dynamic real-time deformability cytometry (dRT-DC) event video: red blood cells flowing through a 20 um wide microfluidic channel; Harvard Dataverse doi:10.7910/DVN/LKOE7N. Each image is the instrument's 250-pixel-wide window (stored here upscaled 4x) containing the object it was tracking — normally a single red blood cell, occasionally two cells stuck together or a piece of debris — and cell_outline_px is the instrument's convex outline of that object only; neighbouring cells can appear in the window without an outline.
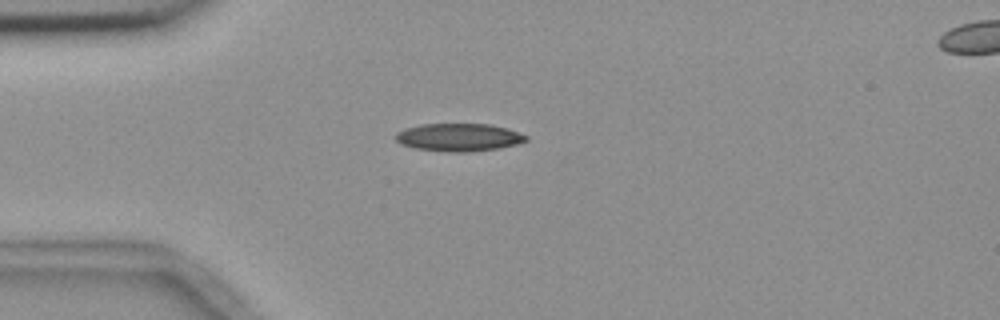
{"species": "common noctule bat (a hibernating species)", "species_latin": "Nyctalus noctula", "temperature_condition": "room temperature", "stored_images_in_passage": 2, "camera_frame_rate_fps": 3000, "um_per_image_px": 0.085, "animal": {"sex": "female", "body_mass_g": 18.4}, "frame": {"image": 1, "passage_image": 1, "time_ms": 0.0, "image_size_px": [1000, 320], "cell_outline_px": [[528, 140], [516, 144], [500, 148], [468, 152], [448, 152], [412, 148], [396, 140], [396, 132], [420, 124], [488, 124], [508, 128], [528, 136]], "centroid_in_image_um": [39.03, 11.67], "position_along_channel_um": 46.0, "area_um2": 21.1}}
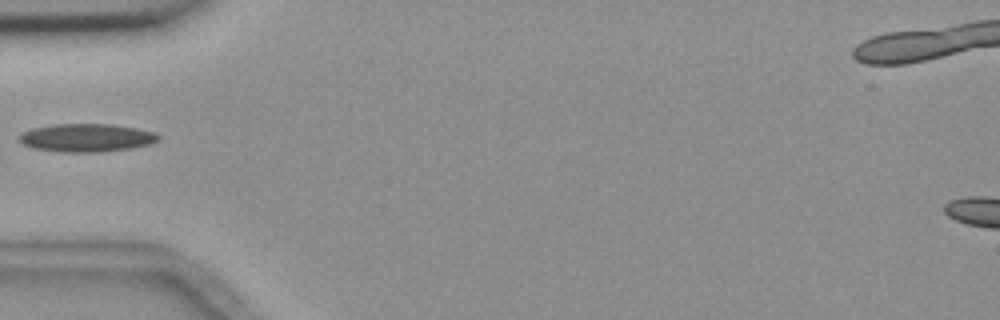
{"frame": {"image": 2, "passage_image": 2, "time_ms": 1.333, "image_size_px": [1000, 320], "cell_outline_px": [[160, 140], [148, 144], [132, 148], [100, 152], [64, 152], [36, 148], [24, 144], [20, 140], [20, 136], [24, 132], [32, 128], [52, 124], [112, 124], [136, 128], [156, 132], [160, 136]], "centroid_in_image_um": [7.42, 11.7], "position_along_channel_um": 77.6, "area_um2": 22.66}}